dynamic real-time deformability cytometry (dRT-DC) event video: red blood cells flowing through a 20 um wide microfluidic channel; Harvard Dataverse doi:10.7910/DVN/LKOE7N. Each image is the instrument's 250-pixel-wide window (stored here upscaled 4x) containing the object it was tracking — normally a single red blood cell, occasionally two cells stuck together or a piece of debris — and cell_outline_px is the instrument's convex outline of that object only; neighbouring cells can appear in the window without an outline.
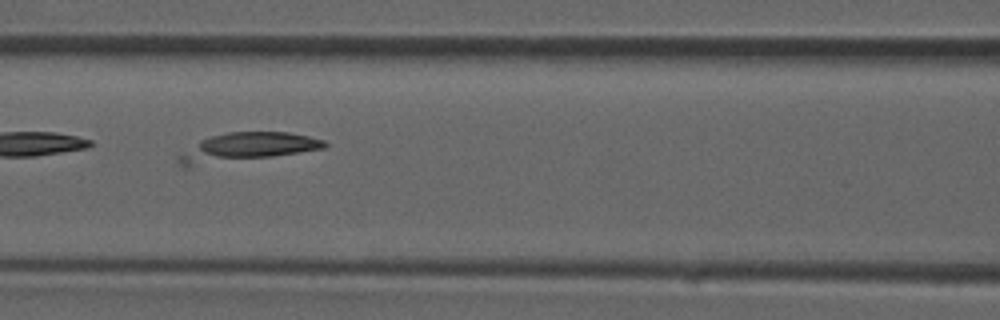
{"species": "common noctule bat (a hibernating species)", "species_latin": "Nyctalus noctula", "temperature_condition": "room temperature", "stored_images_in_passage": 16, "camera_frame_rate_fps": 3000, "um_per_image_px": 0.085, "animal": {"sex": "male", "forearm_length_mm": 52.5}, "frame": {"image": 1, "passage_image": 14, "time_ms": 4.333, "image_size_px": [1000, 320], "cell_outline_px": [[328, 144], [324, 148], [272, 156], [188, 168], [180, 168], [176, 164], [176, 156], [200, 140], [212, 136], [228, 132], [288, 132], [308, 136], [324, 140]], "centroid_in_image_um": [20.83, 12.54], "position_along_channel_um": 145.8, "area_um2": 24.39}}